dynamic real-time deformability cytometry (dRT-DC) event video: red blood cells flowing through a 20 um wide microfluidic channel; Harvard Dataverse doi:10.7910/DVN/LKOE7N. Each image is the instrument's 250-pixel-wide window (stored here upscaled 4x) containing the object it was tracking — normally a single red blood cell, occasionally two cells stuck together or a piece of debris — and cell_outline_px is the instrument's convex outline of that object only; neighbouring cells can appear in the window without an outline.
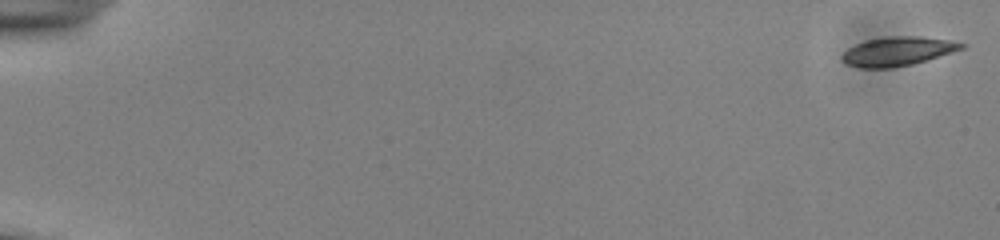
{"species": "common noctule bat (a hibernating species)", "species_latin": "Nyctalus noctula", "temperature_condition": "cold", "stored_images_in_passage": 54, "camera_frame_rate_fps": 3000, "um_per_image_px": 0.085, "animal": {"sex": "male", "body_mass_g": 13.0, "forearm_length_mm": 53.1}, "frame": {"image": 1, "passage_image": 1, "time_ms": 0.0, "image_size_px": [1000, 240], "cell_outline_px": [[968, 44], [964, 48], [928, 60], [912, 64], [888, 68], [860, 68], [844, 64], [840, 60], [840, 56], [848, 48], [856, 44], [868, 40], [892, 36], [920, 36], [948, 40]], "centroid_in_image_um": [76.28, 4.37], "position_along_channel_um": 8.7, "area_um2": 20.23}}
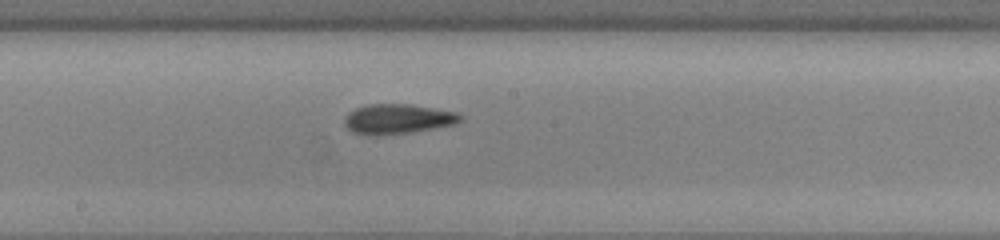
{"frame": {"image": 2, "passage_image": 31, "time_ms": 10.0, "image_size_px": [1000, 240], "cell_outline_px": [[464, 120], [456, 124], [412, 132], [376, 136], [352, 132], [344, 124], [344, 120], [348, 112], [356, 108], [368, 104], [412, 104], [456, 112], [464, 116]], "centroid_in_image_um": [33.83, 10.11], "position_along_channel_um": 214.4, "area_um2": 20.35}}
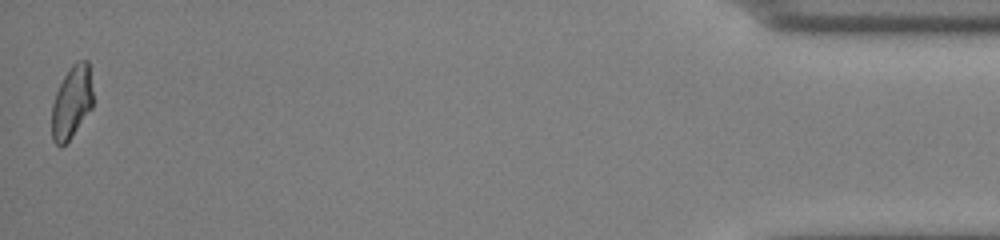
{"frame": {"image": 3, "passage_image": 54, "time_ms": 17.667, "image_size_px": [1000, 240], "cell_outline_px": [[92, 108], [72, 136], [60, 148], [52, 140], [52, 104], [56, 92], [64, 76], [72, 64], [76, 60], [88, 60], [92, 92]], "centroid_in_image_um": [6.09, 8.69], "position_along_channel_um": 429.1, "area_um2": 17.34}, "authors_computed_cell_mechanics": {"area_um2": 19.1896, "velocity_mm_per_s": 3.8759, "shape_relaxation_time_tau1_ms": 5.953, "shape_relaxation_time_tau2_ms": 3.1706, "deformation_change_tau1": 0.1397, "deformation_change_tau2": 0.1063}}